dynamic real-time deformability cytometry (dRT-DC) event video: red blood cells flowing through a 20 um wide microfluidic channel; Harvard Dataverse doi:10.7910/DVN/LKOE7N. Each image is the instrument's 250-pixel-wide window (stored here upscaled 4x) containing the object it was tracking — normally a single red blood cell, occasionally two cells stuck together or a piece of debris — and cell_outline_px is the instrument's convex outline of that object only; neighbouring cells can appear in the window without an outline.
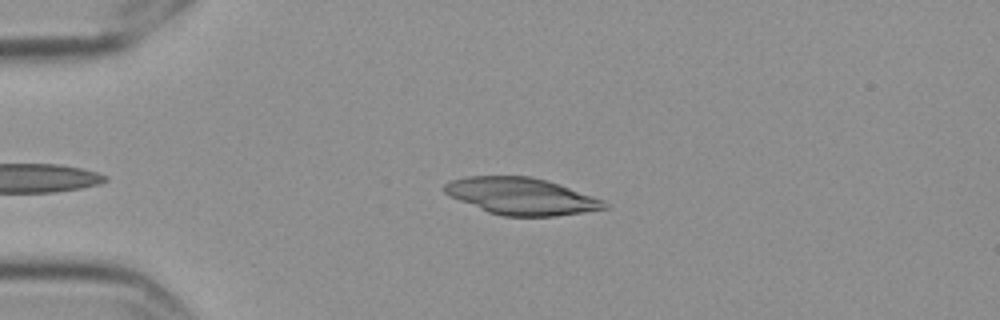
{"species": "Egyptian fruit bat (a non-hibernating species)", "species_latin": "Rousettus aegyptiacus", "temperature_condition": "cold", "stored_images_in_passage": 38, "camera_frame_rate_fps": 3000, "um_per_image_px": 0.085, "frame": {"image": 1, "passage_image": 6, "time_ms": 1.667, "image_size_px": [1000, 320], "cell_outline_px": [[612, 208], [556, 216], [504, 216], [488, 212], [448, 196], [444, 192], [444, 184], [448, 180], [464, 176], [532, 176], [560, 184], [604, 200], [612, 204]], "centroid_in_image_um": [44.34, 16.67], "position_along_channel_um": 40.7, "area_um2": 34.8}}
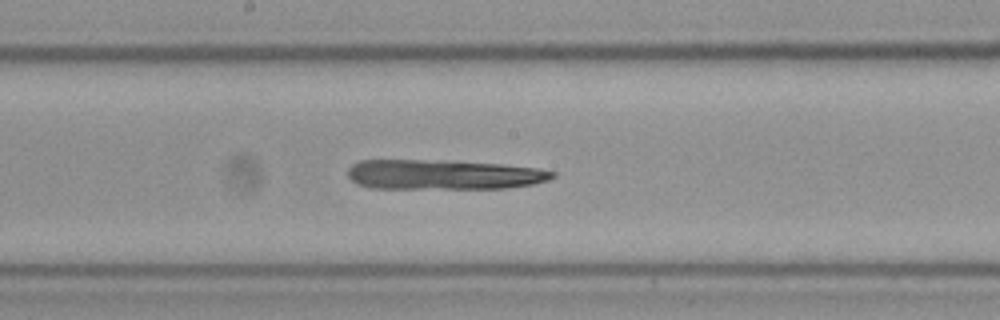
{"frame": {"image": 2, "passage_image": 23, "time_ms": 7.333, "image_size_px": [1000, 320], "cell_outline_px": [[556, 176], [548, 180], [532, 184], [508, 188], [372, 188], [356, 184], [348, 176], [348, 168], [352, 164], [360, 160], [420, 160], [500, 164], [536, 168], [556, 172]], "centroid_in_image_um": [37.66, 14.85], "position_along_channel_um": 210.5, "area_um2": 35.32}}
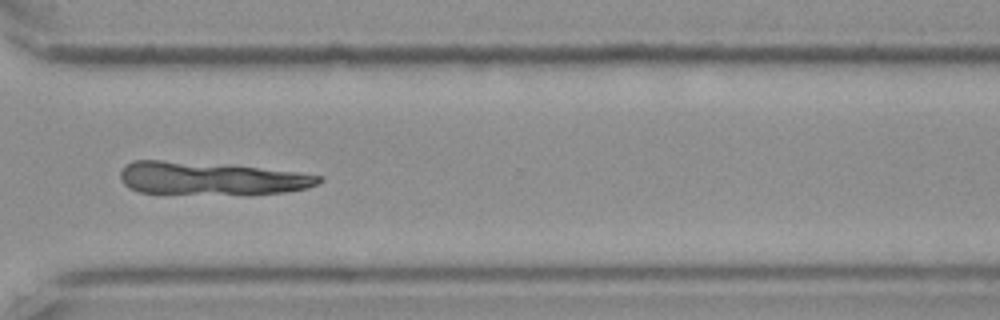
{"frame": {"image": 3, "passage_image": 35, "time_ms": 11.333, "image_size_px": [1000, 320], "cell_outline_px": [[324, 180], [308, 188], [284, 192], [140, 192], [124, 184], [120, 180], [120, 172], [132, 160], [160, 160], [228, 164], [296, 172], [324, 176]], "centroid_in_image_um": [17.93, 15.11], "position_along_channel_um": 352.7, "area_um2": 36.88}}